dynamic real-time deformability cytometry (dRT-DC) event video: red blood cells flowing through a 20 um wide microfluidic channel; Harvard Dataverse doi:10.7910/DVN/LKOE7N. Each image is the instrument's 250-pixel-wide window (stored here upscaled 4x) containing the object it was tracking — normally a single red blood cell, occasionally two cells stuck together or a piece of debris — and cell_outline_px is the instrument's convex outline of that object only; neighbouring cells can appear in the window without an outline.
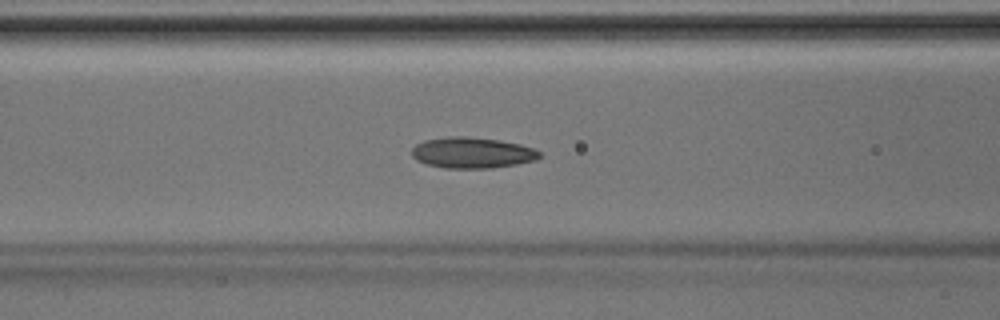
{"species": "Egyptian fruit bat (a non-hibernating species)", "species_latin": "Rousettus aegyptiacus", "temperature_condition": "room temperature", "stored_images_in_passage": 45, "segment_of_instrument_passage": [1, 2], "camera_frame_rate_fps": 3000, "um_per_image_px": 0.085, "animal": {"sex": "male"}, "frame": {"image": 1, "passage_image": 18, "time_ms": 5.667, "image_size_px": [1000, 320], "cell_outline_px": [[540, 156], [536, 160], [516, 164], [492, 168], [444, 168], [428, 164], [416, 160], [412, 156], [412, 148], [416, 144], [424, 140], [448, 136], [468, 136], [500, 140], [520, 144], [532, 148], [540, 152]], "centroid_in_image_um": [40.12, 12.97], "position_along_channel_um": 126.5, "area_um2": 23.06}}
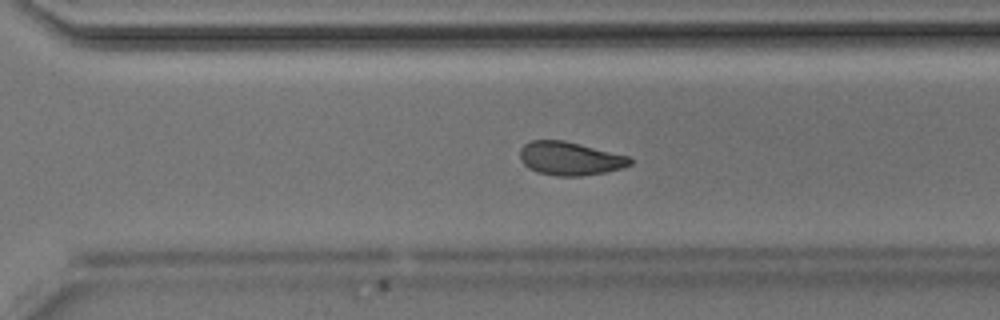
{"frame": {"image": 2, "passage_image": 31, "time_ms": 10.0, "image_size_px": [1000, 320], "cell_outline_px": [[632, 164], [620, 168], [604, 172], [580, 176], [556, 176], [536, 172], [528, 168], [520, 160], [520, 148], [524, 144], [532, 140], [564, 140], [628, 156], [632, 160]], "centroid_in_image_um": [48.4, 13.47], "position_along_channel_um": 322.2, "area_um2": 21.39}}
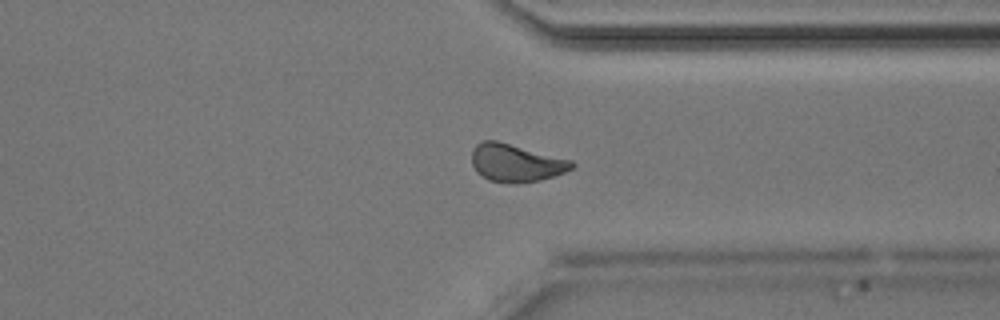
{"frame": {"image": 3, "passage_image": 34, "time_ms": 11.0, "image_size_px": [1000, 320], "cell_outline_px": [[576, 164], [572, 168], [564, 172], [540, 180], [512, 184], [488, 180], [476, 172], [472, 164], [472, 148], [476, 144], [484, 140], [496, 140], [572, 160]], "centroid_in_image_um": [43.82, 13.84], "position_along_channel_um": 367.6, "area_um2": 22.02}}